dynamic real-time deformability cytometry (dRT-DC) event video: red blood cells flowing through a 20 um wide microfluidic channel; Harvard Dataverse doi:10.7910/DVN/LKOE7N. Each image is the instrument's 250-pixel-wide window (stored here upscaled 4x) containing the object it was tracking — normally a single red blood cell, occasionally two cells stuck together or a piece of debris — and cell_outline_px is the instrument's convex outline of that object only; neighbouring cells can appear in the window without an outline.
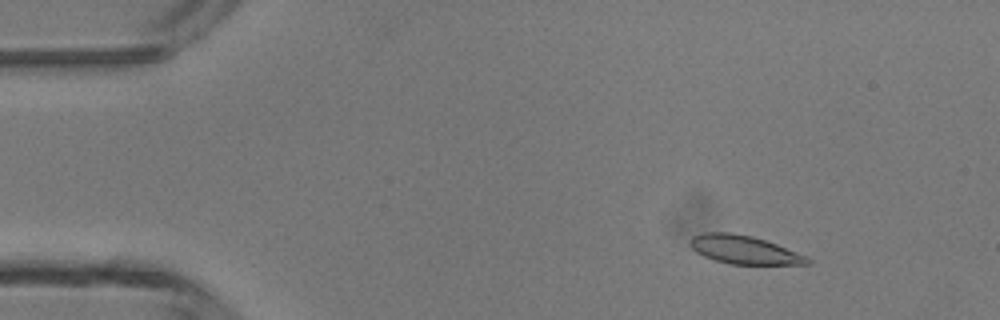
{"species": "common noctule bat (a hibernating species)", "species_latin": "Nyctalus noctula", "temperature_condition": "room temperature", "stored_images_in_passage": 4, "camera_frame_rate_fps": 3000, "um_per_image_px": 0.085, "animal": {"sex": "male", "body_mass_g": 13.3}, "frame": {"image": 1, "passage_image": 1, "time_ms": 0.0, "image_size_px": [1000, 320], "cell_outline_px": [[812, 264], [728, 264], [704, 256], [696, 252], [688, 244], [688, 240], [692, 236], [704, 232], [728, 232], [752, 236], [776, 244], [808, 256], [812, 260]], "centroid_in_image_um": [63.23, 21.22], "position_along_channel_um": 21.8, "area_um2": 19.48}}